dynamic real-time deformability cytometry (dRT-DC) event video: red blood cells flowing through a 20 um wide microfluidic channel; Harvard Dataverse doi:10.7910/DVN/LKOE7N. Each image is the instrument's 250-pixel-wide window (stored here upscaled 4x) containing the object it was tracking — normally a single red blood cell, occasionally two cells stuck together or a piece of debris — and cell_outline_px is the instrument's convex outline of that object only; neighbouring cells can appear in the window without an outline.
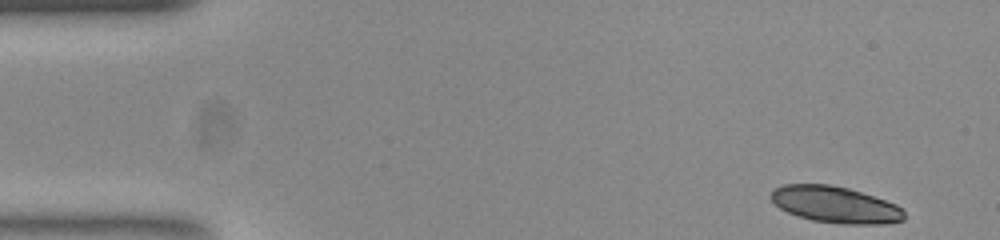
{"species": "common noctule bat (a hibernating species)", "species_latin": "Nyctalus noctula", "temperature_condition": "room temperature", "stored_images_in_passage": 51, "camera_frame_rate_fps": 3000, "um_per_image_px": 0.085, "animal": {"sex": "female", "body_mass_g": 23.0, "forearm_length_mm": 53.4}, "frame": {"image": 1, "passage_image": 1, "time_ms": 0.0, "image_size_px": [1000, 240], "cell_outline_px": [[904, 220], [884, 224], [840, 224], [812, 220], [788, 212], [780, 208], [768, 196], [772, 188], [784, 184], [828, 184], [848, 188], [896, 204], [904, 212]], "centroid_in_image_um": [70.96, 17.39], "position_along_channel_um": 14.0, "area_um2": 28.26}}
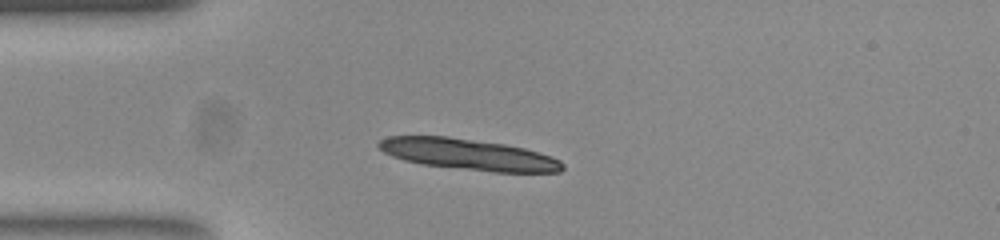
{"frame": {"image": 2, "passage_image": 11, "time_ms": 3.333, "image_size_px": [1000, 240], "cell_outline_px": [[564, 168], [560, 172], [496, 172], [420, 164], [404, 160], [392, 156], [384, 152], [376, 144], [380, 140], [388, 136], [448, 136], [504, 144], [524, 148], [540, 152], [552, 156], [560, 160], [564, 164]], "centroid_in_image_um": [39.83, 13.12], "position_along_channel_um": 45.2, "area_um2": 33.29}}
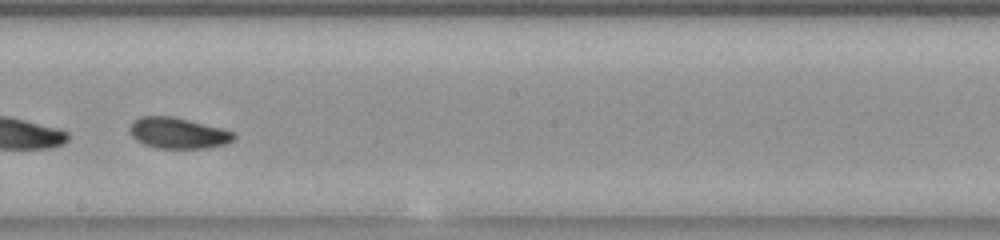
{"frame": {"image": 3, "passage_image": 28, "time_ms": 9.0, "image_size_px": [1000, 240], "cell_outline_px": [[236, 136], [232, 140], [224, 144], [208, 148], [156, 148], [144, 144], [136, 140], [128, 132], [128, 128], [132, 120], [140, 116], [172, 116], [220, 128], [232, 132]], "centroid_in_image_um": [15.05, 11.31], "position_along_channel_um": 233.2, "area_um2": 18.73}, "authors_computed_cell_mechanics": {"area_um2": 19.363, "velocity_mm_per_s": 3.7482, "shape_relaxation_time_tau1_ms": 2.2493, "shape_relaxation_time_tau2_ms": 2.5059, "deformation_change_tau1": 0.1176, "deformation_change_tau2": 0.076}}